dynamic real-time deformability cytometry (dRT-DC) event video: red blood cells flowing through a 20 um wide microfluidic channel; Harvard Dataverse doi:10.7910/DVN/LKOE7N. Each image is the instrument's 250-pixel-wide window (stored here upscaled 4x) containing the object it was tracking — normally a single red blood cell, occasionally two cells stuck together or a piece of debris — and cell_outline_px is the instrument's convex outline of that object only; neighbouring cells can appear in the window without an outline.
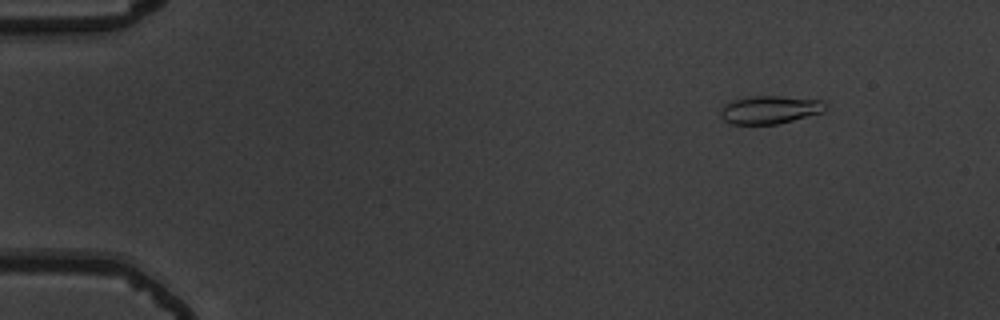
{"species": "common noctule bat (a hibernating species)", "species_latin": "Nyctalus noctula", "temperature_condition": "warm", "stored_images_in_passage": 49, "camera_frame_rate_fps": 3000, "um_per_image_px": 0.085, "animal": {"sex": "male", "body_mass_g": 19.5, "forearm_length_mm": 54.6}, "frame": {"image": 1, "passage_image": 1, "time_ms": 0.0, "image_size_px": [1000, 320], "cell_outline_px": [[824, 112], [776, 124], [732, 124], [724, 120], [720, 116], [720, 112], [724, 104], [732, 100], [752, 96], [780, 96], [820, 100], [824, 104]], "centroid_in_image_um": [65.38, 9.33], "position_along_channel_um": 19.6, "area_um2": 16.94}}
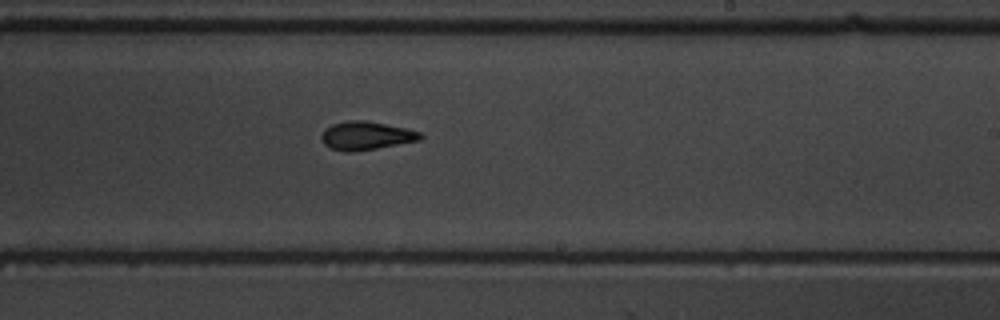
{"frame": {"image": 2, "passage_image": 28, "time_ms": 9.0, "image_size_px": [1000, 320], "cell_outline_px": [[424, 136], [420, 140], [356, 152], [344, 152], [328, 148], [320, 140], [320, 136], [324, 128], [332, 124], [348, 120], [364, 120], [404, 128], [420, 132]], "centroid_in_image_um": [31.05, 11.55], "position_along_channel_um": 257.9, "area_um2": 16.53}}
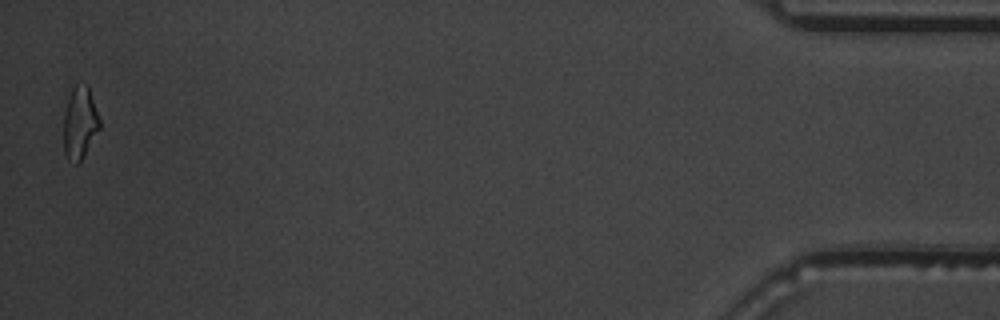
{"frame": {"image": 3, "passage_image": 48, "time_ms": 15.667, "image_size_px": [1000, 320], "cell_outline_px": [[100, 128], [84, 156], [76, 164], [68, 160], [64, 152], [64, 112], [68, 96], [72, 88], [76, 84], [88, 84], [100, 120]], "centroid_in_image_um": [6.78, 10.43], "position_along_channel_um": 428.4, "area_um2": 15.26}, "authors_computed_cell_mechanics": {"area_um2": 16.1262, "velocity_mm_per_s": 3.8298, "shape_relaxation_time_tau1_ms": 3.5988, "shape_relaxation_time_tau2_ms": 1.8996, "deformation_change_tau1": 0.1834, "deformation_change_tau2": 0.092}}